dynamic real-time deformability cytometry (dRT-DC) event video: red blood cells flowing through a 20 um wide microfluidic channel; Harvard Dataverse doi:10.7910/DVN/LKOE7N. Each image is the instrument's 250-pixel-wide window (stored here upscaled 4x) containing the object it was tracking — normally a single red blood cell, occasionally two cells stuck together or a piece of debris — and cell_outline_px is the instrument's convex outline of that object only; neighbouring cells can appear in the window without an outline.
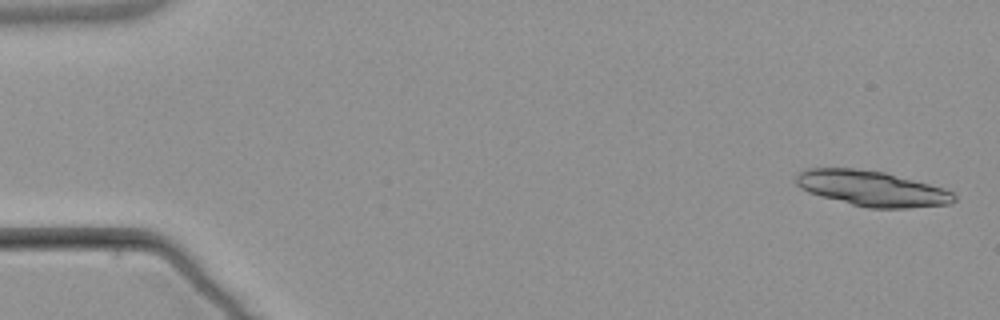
{"species": "common noctule bat (a hibernating species)", "species_latin": "Nyctalus noctula", "temperature_condition": "warm", "stored_images_in_passage": 6, "camera_frame_rate_fps": 3000, "um_per_image_px": 0.085, "animal": {"sex": "male", "body_mass_g": 21.5, "forearm_length_mm": 52.0}, "frame": {"image": 1, "passage_image": 1, "time_ms": 0.0, "image_size_px": [1000, 320], "cell_outline_px": [[956, 200], [952, 204], [908, 208], [868, 208], [820, 196], [808, 192], [800, 188], [796, 184], [796, 176], [804, 168], [856, 168], [884, 172], [944, 188], [952, 192], [956, 196]], "centroid_in_image_um": [74.11, 16.02], "position_along_channel_um": 10.9, "area_um2": 32.6}}